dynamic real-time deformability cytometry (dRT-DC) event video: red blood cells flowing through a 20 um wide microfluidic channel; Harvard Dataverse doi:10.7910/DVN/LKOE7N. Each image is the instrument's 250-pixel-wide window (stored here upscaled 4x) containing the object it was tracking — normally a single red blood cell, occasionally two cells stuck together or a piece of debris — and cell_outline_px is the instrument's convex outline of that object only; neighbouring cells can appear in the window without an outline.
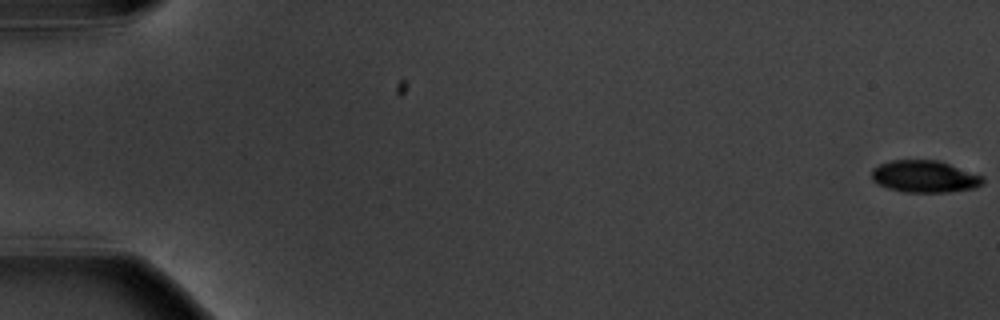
{"species": "common noctule bat (a hibernating species)", "species_latin": "Nyctalus noctula", "temperature_condition": "warm", "stored_images_in_passage": 6, "camera_frame_rate_fps": 3000, "um_per_image_px": 0.085, "animal": {"sex": "male", "body_mass_g": 20.1, "forearm_length_mm": 53.5}, "frame": {"image": 1, "passage_image": 1, "time_ms": 0.0, "image_size_px": [1000, 320], "cell_outline_px": [[984, 184], [976, 188], [948, 192], [904, 192], [888, 188], [876, 184], [872, 180], [872, 168], [880, 164], [892, 160], [940, 160], [984, 176]], "centroid_in_image_um": [78.62, 15.0], "position_along_channel_um": 6.4, "area_um2": 21.04}}
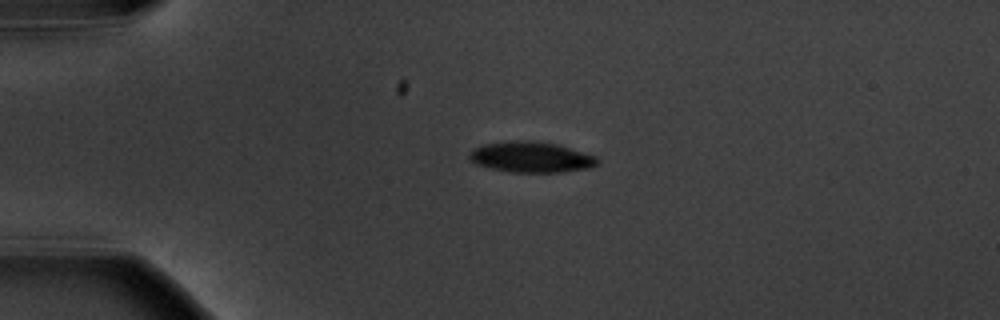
{"frame": {"image": 2, "passage_image": 5, "time_ms": 4.667, "image_size_px": [1000, 320], "cell_outline_px": [[600, 160], [596, 164], [588, 168], [564, 172], [508, 172], [488, 168], [476, 164], [468, 160], [468, 152], [484, 144], [504, 140], [532, 140], [556, 144], [596, 156]], "centroid_in_image_um": [45.08, 13.35], "position_along_channel_um": 39.9, "area_um2": 23.18}}
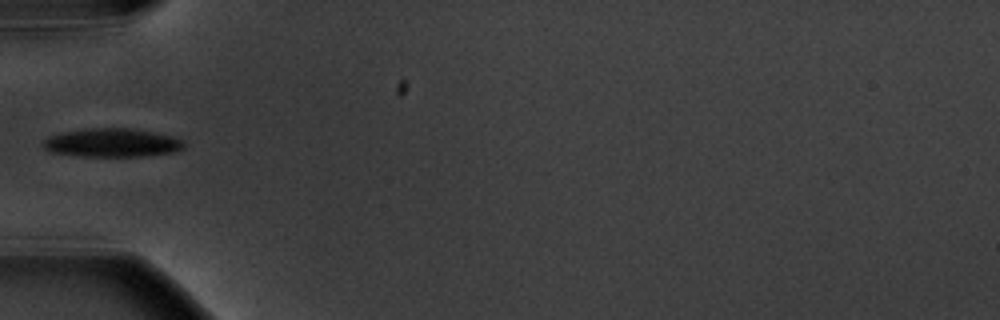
{"frame": {"image": 3, "passage_image": 6, "time_ms": 6.667, "image_size_px": [1000, 320], "cell_outline_px": [[184, 148], [172, 152], [144, 156], [80, 156], [52, 152], [44, 148], [40, 144], [48, 136], [64, 132], [84, 128], [128, 128], [152, 132], [172, 136], [184, 140]], "centroid_in_image_um": [9.5, 12.13], "position_along_channel_um": 75.5, "area_um2": 23.41}}